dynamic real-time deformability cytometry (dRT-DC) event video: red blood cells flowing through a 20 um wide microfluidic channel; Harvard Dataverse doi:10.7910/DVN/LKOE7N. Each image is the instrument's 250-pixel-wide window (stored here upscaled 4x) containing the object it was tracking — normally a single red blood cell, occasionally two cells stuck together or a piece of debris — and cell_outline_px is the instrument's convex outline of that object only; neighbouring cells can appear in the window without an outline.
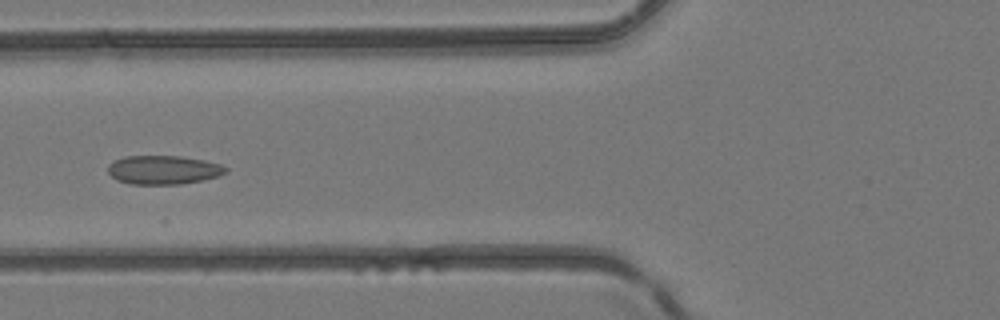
{"species": "common noctule bat (a hibernating species)", "species_latin": "Nyctalus noctula", "temperature_condition": "room temperature", "stored_images_in_passage": 5, "camera_frame_rate_fps": 3000, "um_per_image_px": 0.085, "animal": {"sex": "female", "body_mass_g": 24.6, "forearm_length_mm": 56.2}, "frame": {"image": 1, "passage_image": 5, "time_ms": 4.333, "image_size_px": [1000, 320], "cell_outline_px": [[228, 172], [220, 176], [180, 184], [132, 184], [116, 180], [108, 172], [108, 164], [112, 160], [124, 156], [180, 156], [204, 160], [220, 164], [228, 168]], "centroid_in_image_um": [13.88, 14.43], "position_along_channel_um": 111.9, "area_um2": 19.88}}